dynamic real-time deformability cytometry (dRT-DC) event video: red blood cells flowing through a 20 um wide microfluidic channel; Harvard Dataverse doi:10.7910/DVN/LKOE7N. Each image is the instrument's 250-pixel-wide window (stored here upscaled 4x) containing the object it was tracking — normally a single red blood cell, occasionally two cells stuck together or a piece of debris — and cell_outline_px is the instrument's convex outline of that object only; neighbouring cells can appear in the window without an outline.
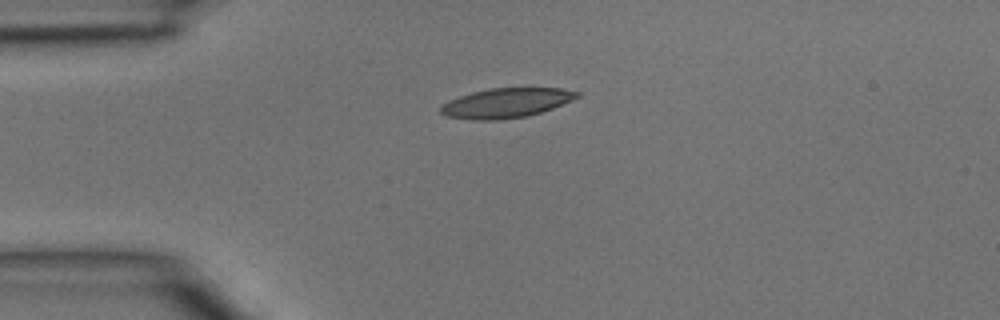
{"species": "common noctule bat (a hibernating species)", "species_latin": "Nyctalus noctula", "temperature_condition": "room temperature", "stored_images_in_passage": 2, "camera_frame_rate_fps": 3000, "um_per_image_px": 0.085, "animal": {"sex": "male", "body_mass_g": 15.6}, "frame": {"image": 1, "passage_image": 1, "time_ms": 0.0, "image_size_px": [1000, 320], "cell_outline_px": [[580, 96], [572, 100], [552, 108], [528, 116], [500, 120], [472, 120], [448, 116], [440, 112], [440, 108], [448, 100], [472, 92], [492, 88], [560, 88], [580, 92]], "centroid_in_image_um": [43.03, 8.75], "position_along_channel_um": 42.0, "area_um2": 23.41}}